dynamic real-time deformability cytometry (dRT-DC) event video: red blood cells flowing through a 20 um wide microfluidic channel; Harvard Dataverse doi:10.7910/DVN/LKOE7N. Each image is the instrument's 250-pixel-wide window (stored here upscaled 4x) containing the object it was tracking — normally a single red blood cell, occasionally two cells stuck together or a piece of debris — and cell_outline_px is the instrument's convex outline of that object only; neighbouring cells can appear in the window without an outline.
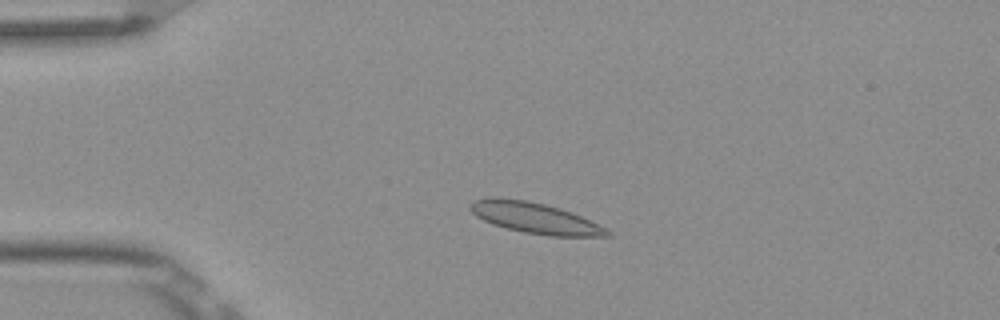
{"species": "Egyptian fruit bat (a non-hibernating species)", "species_latin": "Rousettus aegyptiacus", "temperature_condition": "room temperature", "stored_images_in_passage": 4, "camera_frame_rate_fps": 3000, "um_per_image_px": 0.085, "frame": {"image": 1, "passage_image": 3, "time_ms": 0.667, "image_size_px": [1000, 320], "cell_outline_px": [[612, 236], [548, 236], [524, 232], [492, 224], [476, 216], [468, 208], [468, 204], [472, 200], [488, 196], [496, 196], [528, 200], [560, 208], [572, 212], [608, 228], [612, 232]], "centroid_in_image_um": [45.44, 18.5], "position_along_channel_um": 39.6, "area_um2": 25.03}}